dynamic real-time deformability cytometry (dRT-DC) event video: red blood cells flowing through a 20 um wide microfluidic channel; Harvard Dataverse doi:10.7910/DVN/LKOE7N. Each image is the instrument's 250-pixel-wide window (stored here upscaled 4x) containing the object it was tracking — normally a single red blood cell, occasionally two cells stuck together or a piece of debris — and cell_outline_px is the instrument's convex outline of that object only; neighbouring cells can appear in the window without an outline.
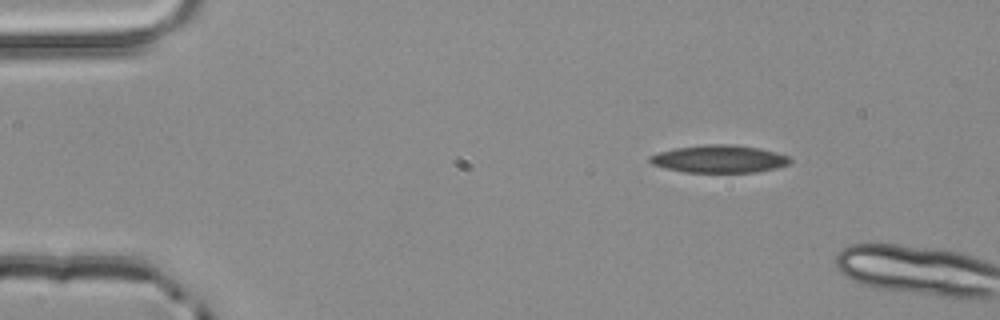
{"species": "common noctule bat (a hibernating species)", "species_latin": "Nyctalus noctula", "temperature_condition": "room temperature", "stored_images_in_passage": 2, "camera_frame_rate_fps": 3000, "um_per_image_px": 0.085, "animal": {"sex": "male", "body_mass_g": 20.4}, "frame": {"image": 1, "passage_image": 1, "time_ms": 0.0, "image_size_px": [1000, 320], "cell_outline_px": [[792, 164], [776, 168], [756, 172], [684, 172], [652, 164], [648, 160], [648, 156], [660, 152], [676, 148], [704, 144], [732, 144], [760, 148], [776, 152], [788, 156], [792, 160]], "centroid_in_image_um": [61.18, 13.5], "position_along_channel_um": 23.8, "area_um2": 22.6}}